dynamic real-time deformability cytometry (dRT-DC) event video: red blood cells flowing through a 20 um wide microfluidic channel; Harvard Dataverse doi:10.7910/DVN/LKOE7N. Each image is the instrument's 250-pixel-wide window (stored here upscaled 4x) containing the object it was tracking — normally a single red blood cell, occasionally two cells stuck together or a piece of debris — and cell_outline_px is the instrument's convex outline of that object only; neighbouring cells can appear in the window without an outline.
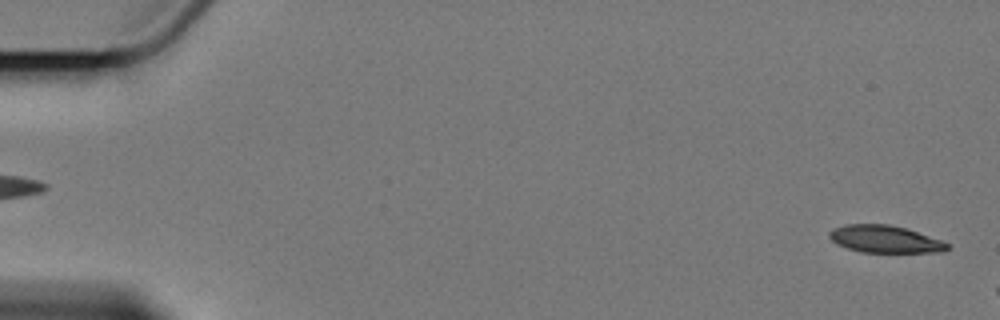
{"species": "Egyptian fruit bat (a non-hibernating species)", "species_latin": "Rousettus aegyptiacus", "temperature_condition": "cold", "stored_images_in_passage": 5, "segment_of_instrument_passage": [2, 2], "camera_frame_rate_fps": 3000, "um_per_image_px": 0.085, "animal": {"sex": "female"}, "frame": {"image": 1, "passage_image": 5, "time_ms": 5.667, "image_size_px": [1000, 320], "cell_outline_px": [[952, 248], [940, 252], [860, 252], [836, 244], [828, 236], [828, 232], [832, 228], [844, 224], [888, 224], [904, 228], [940, 240], [948, 244]], "centroid_in_image_um": [75.16, 20.32], "position_along_channel_um": 9.8, "area_um2": 18.67}}